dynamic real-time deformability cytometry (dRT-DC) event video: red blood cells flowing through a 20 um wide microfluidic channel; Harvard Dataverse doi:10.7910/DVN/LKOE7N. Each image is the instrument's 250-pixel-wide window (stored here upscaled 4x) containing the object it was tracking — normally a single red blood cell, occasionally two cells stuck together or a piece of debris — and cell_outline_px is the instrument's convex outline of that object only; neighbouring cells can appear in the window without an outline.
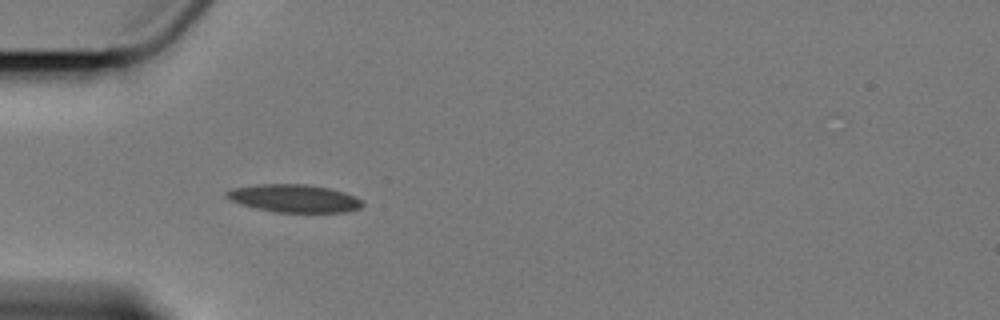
{"species": "Egyptian fruit bat (a non-hibernating species)", "species_latin": "Rousettus aegyptiacus", "temperature_condition": "cold", "stored_images_in_passage": 5, "camera_frame_rate_fps": 3000, "um_per_image_px": 0.085, "animal": {"sex": "female"}, "frame": {"image": 1, "passage_image": 4, "time_ms": 4.667, "image_size_px": [1000, 320], "cell_outline_px": [[364, 204], [360, 208], [344, 212], [276, 212], [240, 204], [224, 196], [224, 192], [232, 188], [256, 184], [308, 184], [328, 188], [344, 192], [356, 196]], "centroid_in_image_um": [24.99, 16.85], "position_along_channel_um": 60.0, "area_um2": 22.02}}